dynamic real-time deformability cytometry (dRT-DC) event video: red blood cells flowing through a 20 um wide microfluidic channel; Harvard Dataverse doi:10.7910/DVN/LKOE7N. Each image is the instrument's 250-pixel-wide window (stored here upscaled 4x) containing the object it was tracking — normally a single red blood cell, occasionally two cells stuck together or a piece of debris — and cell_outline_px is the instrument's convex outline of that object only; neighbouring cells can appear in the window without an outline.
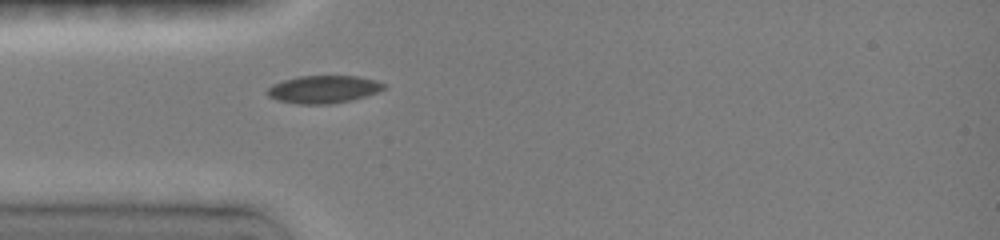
{"species": "common noctule bat (a hibernating species)", "species_latin": "Nyctalus noctula", "temperature_condition": "room temperature", "stored_images_in_passage": 35, "camera_frame_rate_fps": 3000, "um_per_image_px": 0.085, "animal": {"sex": "female", "body_mass_g": 19.0, "forearm_length_mm": 51.5}, "frame": {"image": 1, "passage_image": 1, "time_ms": 0.0, "image_size_px": [1000, 240], "cell_outline_px": [[384, 88], [376, 92], [352, 100], [328, 104], [300, 104], [276, 100], [268, 96], [268, 88], [272, 84], [284, 80], [300, 76], [356, 76], [372, 80], [384, 84]], "centroid_in_image_um": [27.44, 7.6], "position_along_channel_um": 57.6, "area_um2": 18.44}}
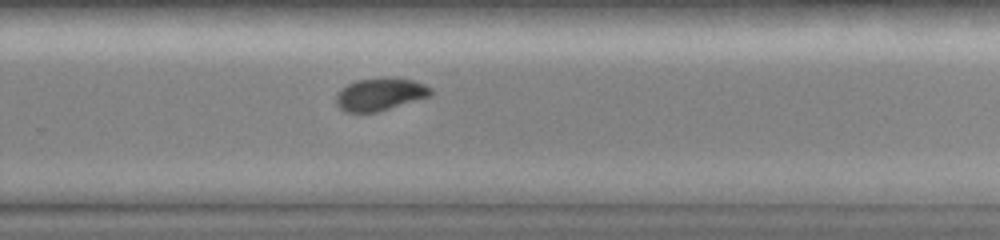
{"frame": {"image": 2, "passage_image": 19, "time_ms": 6.0, "image_size_px": [1000, 240], "cell_outline_px": [[432, 92], [428, 96], [376, 112], [344, 112], [336, 104], [336, 96], [348, 84], [356, 80], [388, 76], [412, 80], [424, 84], [432, 88]], "centroid_in_image_um": [32.29, 7.99], "position_along_channel_um": 297.5, "area_um2": 17.74}}
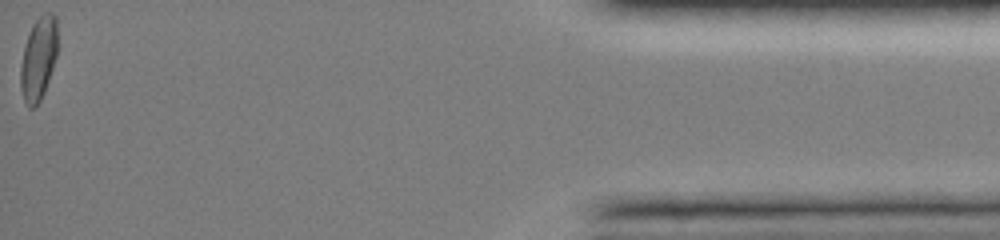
{"frame": {"image": 3, "passage_image": 35, "time_ms": 11.333, "image_size_px": [1000, 240], "cell_outline_px": [[56, 56], [44, 92], [40, 100], [32, 108], [28, 108], [24, 100], [20, 88], [20, 68], [24, 48], [28, 32], [32, 24], [44, 12], [52, 12], [56, 16]], "centroid_in_image_um": [3.25, 4.96], "position_along_channel_um": 432.0, "area_um2": 17.74}, "authors_computed_cell_mechanics": {"area_um2": 18.2648, "velocity_mm_per_s": 4.0407, "shape_relaxation_time_tau1_ms": 3.6498, "shape_relaxation_time_tau2_ms": null, "deformation_change_tau1": 0.108, "deformation_change_tau2": null}}